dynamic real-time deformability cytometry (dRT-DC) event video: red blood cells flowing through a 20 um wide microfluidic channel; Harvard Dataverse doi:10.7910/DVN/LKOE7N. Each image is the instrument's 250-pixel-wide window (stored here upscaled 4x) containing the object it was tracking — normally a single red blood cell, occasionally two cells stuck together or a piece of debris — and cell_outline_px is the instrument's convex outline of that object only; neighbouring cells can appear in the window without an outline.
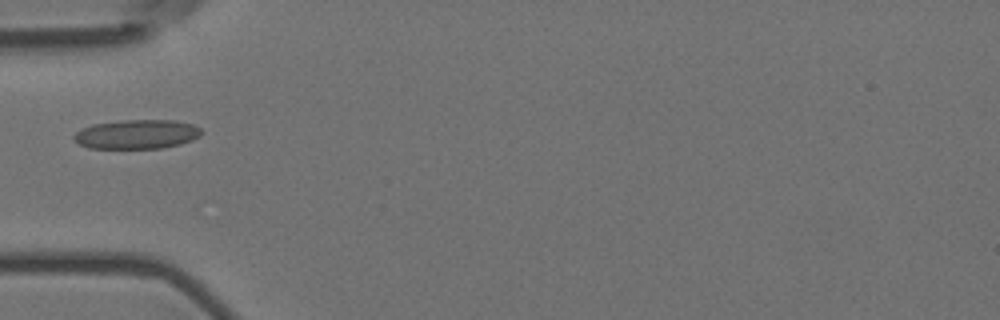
{"species": "Egyptian fruit bat (a non-hibernating species)", "species_latin": "Rousettus aegyptiacus", "temperature_condition": "room temperature", "stored_images_in_passage": 11, "camera_frame_rate_fps": 3000, "um_per_image_px": 0.085, "animal": {"sex": "female"}, "frame": {"image": 1, "passage_image": 5, "time_ms": 1.333, "image_size_px": [1000, 320], "cell_outline_px": [[204, 132], [200, 136], [192, 140], [180, 144], [160, 148], [88, 148], [80, 144], [72, 136], [80, 128], [92, 124], [124, 120], [176, 120], [192, 124], [200, 128]], "centroid_in_image_um": [11.64, 11.4], "position_along_channel_um": 73.4, "area_um2": 21.79}}
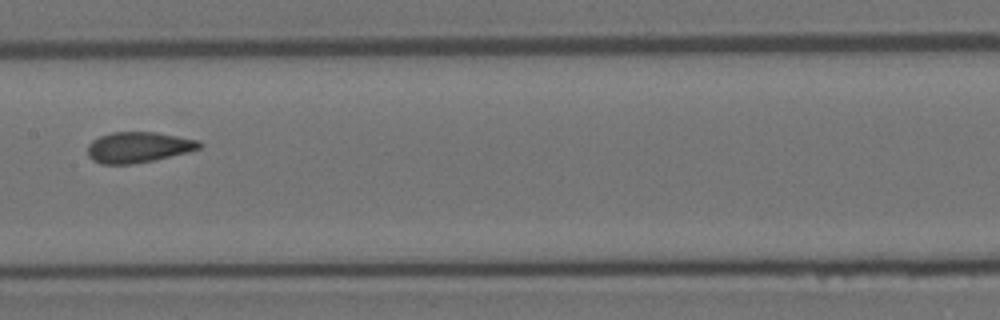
{"frame": {"image": 2, "passage_image": 8, "time_ms": 2.333, "image_size_px": [1000, 320], "cell_outline_px": [[204, 144], [200, 148], [188, 152], [152, 160], [128, 164], [100, 164], [92, 160], [88, 156], [88, 144], [92, 140], [100, 136], [112, 132], [156, 132], [200, 140]], "centroid_in_image_um": [11.76, 12.51], "position_along_channel_um": 195.6, "area_um2": 20.0}}
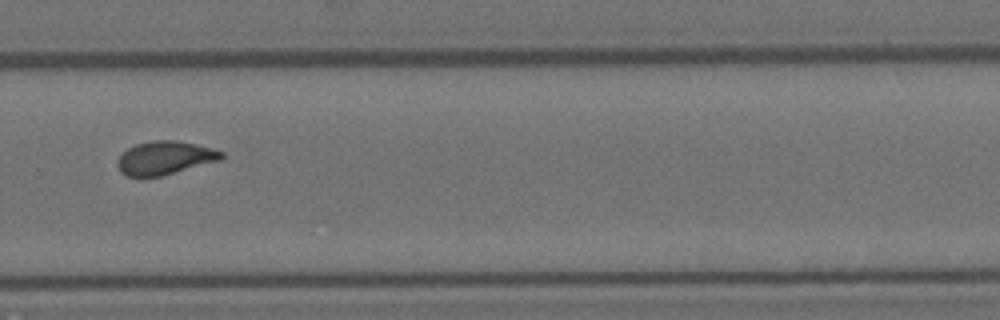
{"frame": {"image": 3, "passage_image": 11, "time_ms": 3.333, "image_size_px": [1000, 320], "cell_outline_px": [[224, 156], [220, 160], [160, 176], [128, 176], [120, 172], [116, 164], [116, 160], [128, 148], [136, 144], [152, 140], [176, 140], [196, 144], [212, 148], [224, 152]], "centroid_in_image_um": [14.0, 13.41], "position_along_channel_um": 315.8, "area_um2": 20.11}}